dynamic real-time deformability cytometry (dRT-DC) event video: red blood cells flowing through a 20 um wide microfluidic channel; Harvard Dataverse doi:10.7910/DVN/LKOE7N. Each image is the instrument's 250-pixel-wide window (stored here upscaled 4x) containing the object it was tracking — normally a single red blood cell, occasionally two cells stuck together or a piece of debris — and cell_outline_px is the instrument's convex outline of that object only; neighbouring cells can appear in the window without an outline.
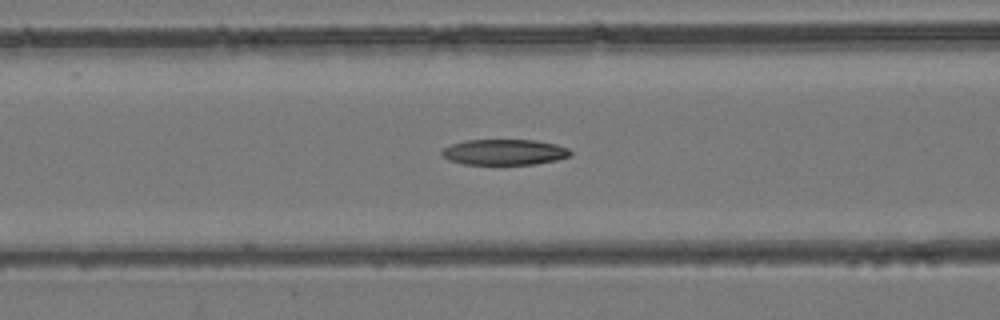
{"species": "common noctule bat (a hibernating species)", "species_latin": "Nyctalus noctula", "temperature_condition": "room temperature", "stored_images_in_passage": 23, "camera_frame_rate_fps": 3000, "um_per_image_px": 0.085, "animal": {"sex": "female", "body_mass_g": 24.6, "forearm_length_mm": 56.2}, "frame": {"image": 1, "passage_image": 19, "time_ms": 6.0, "image_size_px": [1000, 320], "cell_outline_px": [[572, 156], [556, 160], [536, 164], [464, 164], [448, 160], [440, 152], [444, 148], [452, 144], [464, 140], [536, 140], [556, 144], [568, 148], [572, 152]], "centroid_in_image_um": [42.9, 12.93], "position_along_channel_um": 123.7, "area_um2": 19.31}}
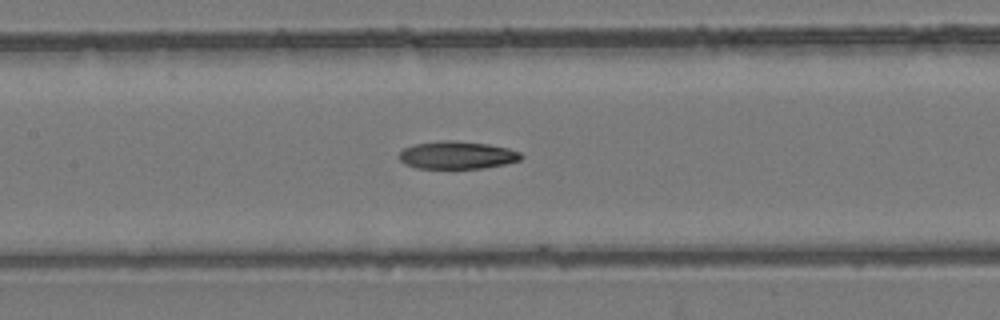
{"frame": {"image": 2, "passage_image": 22, "time_ms": 7.0, "image_size_px": [1000, 320], "cell_outline_px": [[524, 156], [520, 160], [504, 164], [484, 168], [416, 168], [404, 164], [400, 160], [400, 152], [404, 148], [412, 144], [440, 140], [452, 140], [488, 144], [508, 148], [520, 152]], "centroid_in_image_um": [38.84, 13.18], "position_along_channel_um": 168.6, "area_um2": 19.77}}